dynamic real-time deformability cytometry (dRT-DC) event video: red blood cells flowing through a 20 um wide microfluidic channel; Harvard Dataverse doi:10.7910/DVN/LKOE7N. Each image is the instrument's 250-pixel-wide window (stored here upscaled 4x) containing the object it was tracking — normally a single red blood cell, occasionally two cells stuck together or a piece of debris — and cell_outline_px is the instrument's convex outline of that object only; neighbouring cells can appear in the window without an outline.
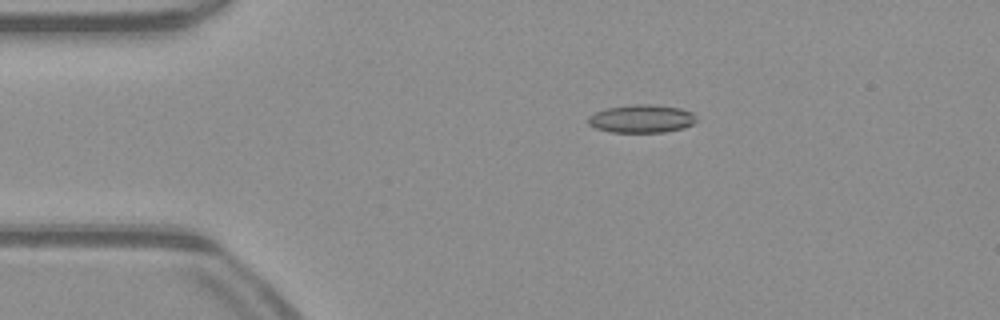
{"species": "common noctule bat (a hibernating species)", "species_latin": "Nyctalus noctula", "temperature_condition": "warm", "stored_images_in_passage": 36, "camera_frame_rate_fps": 3000, "um_per_image_px": 0.085, "animal": {"sex": "male", "body_mass_g": 23.1, "forearm_length_mm": 52.7}, "frame": {"image": 1, "passage_image": 1, "time_ms": 0.0, "image_size_px": [1000, 320], "cell_outline_px": [[696, 120], [692, 124], [684, 128], [664, 132], [612, 132], [596, 128], [588, 124], [588, 116], [604, 108], [632, 104], [656, 104], [680, 108], [692, 112], [696, 116]], "centroid_in_image_um": [54.53, 10.08], "position_along_channel_um": 30.5, "area_um2": 17.86}}
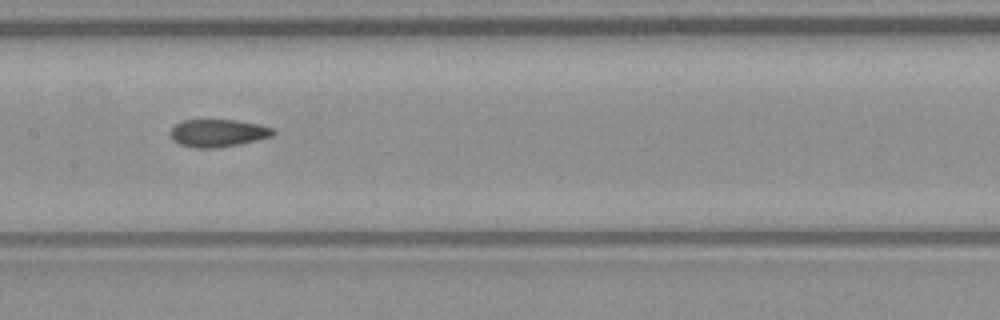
{"frame": {"image": 2, "passage_image": 16, "time_ms": 5.0, "image_size_px": [1000, 320], "cell_outline_px": [[276, 132], [272, 136], [240, 144], [216, 148], [192, 148], [180, 144], [172, 140], [172, 128], [176, 124], [184, 120], [236, 120], [260, 124], [272, 128]], "centroid_in_image_um": [18.55, 11.31], "position_along_channel_um": 188.9, "area_um2": 16.47}}
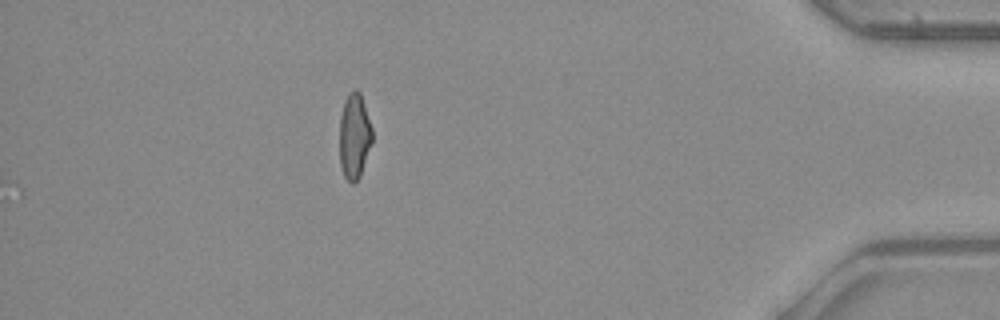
{"frame": {"image": 3, "passage_image": 36, "time_ms": 11.667, "image_size_px": [1000, 320], "cell_outline_px": [[372, 140], [360, 176], [352, 184], [344, 176], [340, 168], [340, 116], [344, 100], [348, 92], [352, 88], [356, 88], [360, 92], [372, 128]], "centroid_in_image_um": [30.1, 11.53], "position_along_channel_um": 405.1, "area_um2": 16.3}, "authors_computed_cell_mechanics": {"area_um2": 16.9354, "velocity_mm_per_s": 4.0748, "shape_relaxation_time_tau1_ms": null, "shape_relaxation_time_tau2_ms": 2.9814, "deformation_change_tau1": null, "deformation_change_tau2": 0.1072}}